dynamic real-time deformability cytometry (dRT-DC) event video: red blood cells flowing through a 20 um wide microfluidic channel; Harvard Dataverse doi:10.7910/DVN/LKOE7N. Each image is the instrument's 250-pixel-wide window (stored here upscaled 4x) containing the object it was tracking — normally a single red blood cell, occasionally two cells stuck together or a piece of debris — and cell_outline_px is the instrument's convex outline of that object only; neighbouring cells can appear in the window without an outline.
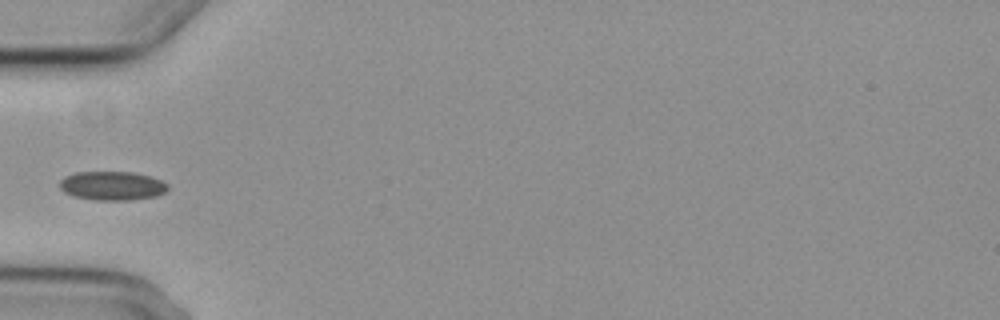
{"species": "common noctule bat (a hibernating species)", "species_latin": "Nyctalus noctula", "temperature_condition": "cold", "stored_images_in_passage": 8, "camera_frame_rate_fps": 3000, "um_per_image_px": 0.085, "animal": {"sex": "female", "body_mass_g": 29.2, "forearm_length_mm": 56.3}, "frame": {"image": 1, "passage_image": 5, "time_ms": 6.333, "image_size_px": [1000, 320], "cell_outline_px": [[168, 188], [164, 192], [156, 196], [128, 200], [92, 200], [72, 196], [64, 192], [60, 188], [60, 180], [64, 176], [76, 172], [132, 172], [148, 176], [160, 180], [168, 184]], "centroid_in_image_um": [9.49, 15.79], "position_along_channel_um": 75.5, "area_um2": 18.21}}
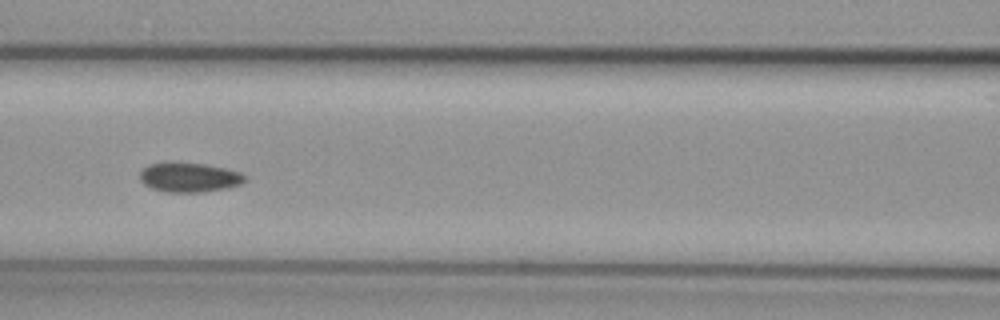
{"frame": {"image": 2, "passage_image": 7, "time_ms": 8.333, "image_size_px": [1000, 320], "cell_outline_px": [[244, 180], [240, 184], [228, 188], [200, 192], [164, 192], [152, 188], [144, 184], [140, 180], [140, 172], [148, 164], [208, 164], [240, 172], [244, 176]], "centroid_in_image_um": [16.08, 15.1], "position_along_channel_um": 150.5, "area_um2": 17.57}}
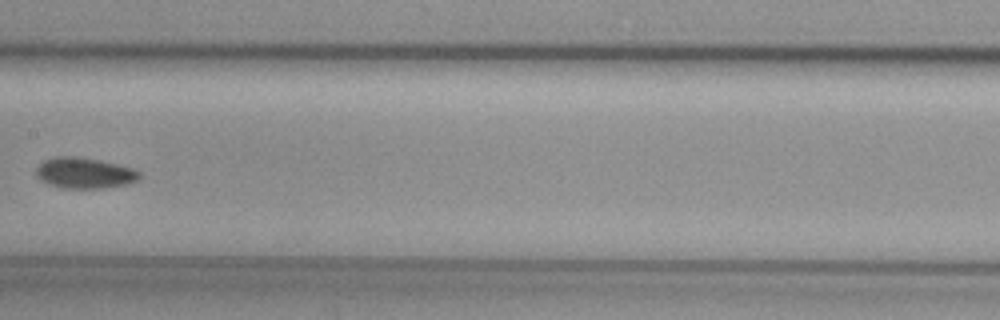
{"frame": {"image": 3, "passage_image": 8, "time_ms": 9.667, "image_size_px": [1000, 320], "cell_outline_px": [[140, 176], [136, 180], [128, 184], [100, 188], [60, 188], [48, 184], [40, 180], [36, 176], [36, 168], [44, 160], [56, 156], [76, 156], [100, 160], [136, 168], [140, 172]], "centroid_in_image_um": [7.18, 14.7], "position_along_channel_um": 200.2, "area_um2": 18.73}}